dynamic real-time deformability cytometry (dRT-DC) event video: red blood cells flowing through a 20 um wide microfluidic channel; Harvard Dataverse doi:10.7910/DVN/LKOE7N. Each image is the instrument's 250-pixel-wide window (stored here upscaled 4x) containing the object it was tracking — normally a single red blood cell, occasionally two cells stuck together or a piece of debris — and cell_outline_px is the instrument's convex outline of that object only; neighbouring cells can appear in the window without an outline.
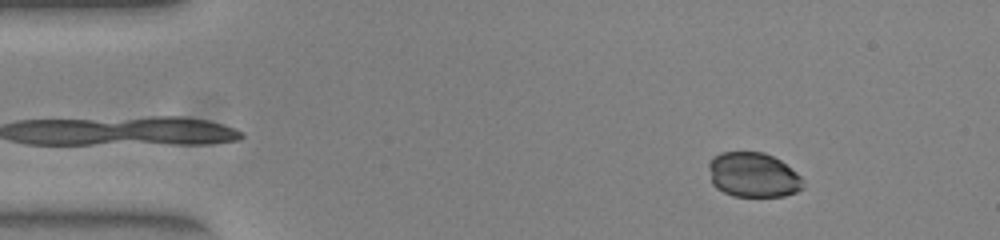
{"species": "common noctule bat (a hibernating species)", "species_latin": "Nyctalus noctula", "temperature_condition": "warm", "stored_images_in_passage": 51, "camera_frame_rate_fps": 3000, "um_per_image_px": 0.085, "animal": {"sex": "female", "body_mass_g": 23.0, "forearm_length_mm": 53.4}, "frame": {"image": 1, "passage_image": 6, "time_ms": 1.667, "image_size_px": [1000, 240], "cell_outline_px": [[804, 188], [796, 192], [784, 196], [732, 196], [716, 188], [712, 184], [708, 168], [708, 164], [712, 156], [720, 152], [764, 152], [780, 160], [796, 172], [804, 180]], "centroid_in_image_um": [64.0, 14.87], "position_along_channel_um": 21.0, "area_um2": 24.85}}
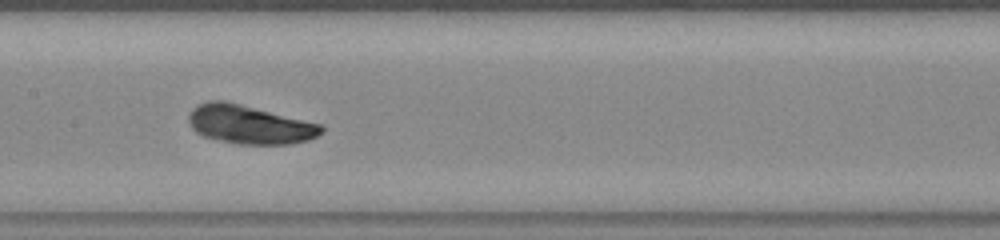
{"frame": {"image": 2, "passage_image": 25, "time_ms": 8.0, "image_size_px": [1000, 240], "cell_outline_px": [[324, 132], [308, 140], [288, 144], [236, 144], [204, 136], [196, 132], [192, 128], [188, 120], [188, 116], [192, 108], [208, 100], [224, 100], [324, 124]], "centroid_in_image_um": [21.23, 10.58], "position_along_channel_um": 186.2, "area_um2": 30.06}}
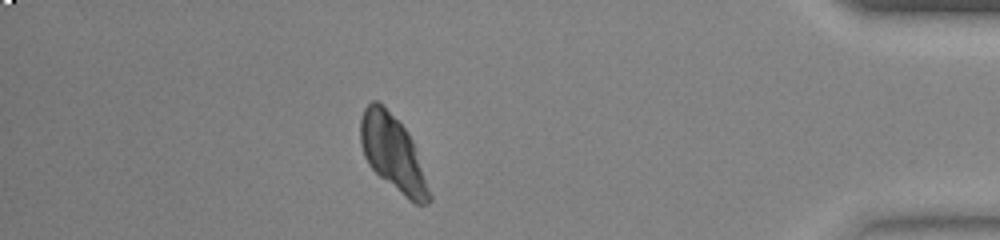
{"frame": {"image": 3, "passage_image": 45, "time_ms": 14.667, "image_size_px": [1000, 240], "cell_outline_px": [[432, 200], [428, 204], [416, 204], [408, 200], [380, 176], [368, 164], [364, 156], [360, 144], [360, 120], [364, 108], [372, 100], [376, 100], [408, 132], [412, 140], [432, 196]], "centroid_in_image_um": [33.38, 13.06], "position_along_channel_um": 401.8, "area_um2": 29.71}, "authors_computed_cell_mechanics": {"area_um2": 29.1312, "velocity_mm_per_s": 3.9206, "shape_relaxation_time_tau1_ms": null, "shape_relaxation_time_tau2_ms": 2.6274, "deformation_change_tau1": null, "deformation_change_tau2": 0.0646}}